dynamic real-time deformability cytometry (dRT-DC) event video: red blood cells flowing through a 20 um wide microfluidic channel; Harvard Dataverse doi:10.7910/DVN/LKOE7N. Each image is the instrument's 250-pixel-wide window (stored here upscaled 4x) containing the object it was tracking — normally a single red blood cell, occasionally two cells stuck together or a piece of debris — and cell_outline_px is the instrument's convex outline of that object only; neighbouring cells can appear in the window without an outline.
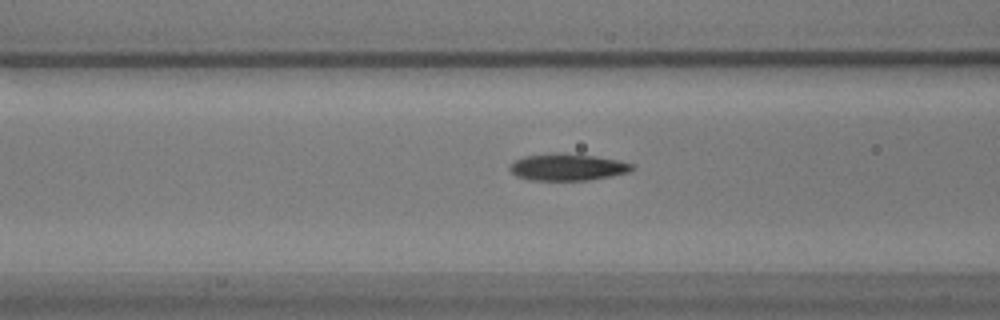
{"species": "common noctule bat (a hibernating species)", "species_latin": "Nyctalus noctula", "temperature_condition": "warm", "stored_images_in_passage": 40, "camera_frame_rate_fps": 3000, "um_per_image_px": 0.085, "animal": {"sex": "male", "body_mass_g": 17.9}, "frame": {"image": 1, "passage_image": 5, "time_ms": 1.333, "image_size_px": [1000, 320], "cell_outline_px": [[636, 164], [628, 172], [612, 176], [588, 180], [528, 180], [516, 176], [508, 168], [516, 160], [524, 156], [556, 152], [560, 152], [596, 156], [620, 160]], "centroid_in_image_um": [48.25, 14.19], "position_along_channel_um": 118.3, "area_um2": 19.31}}
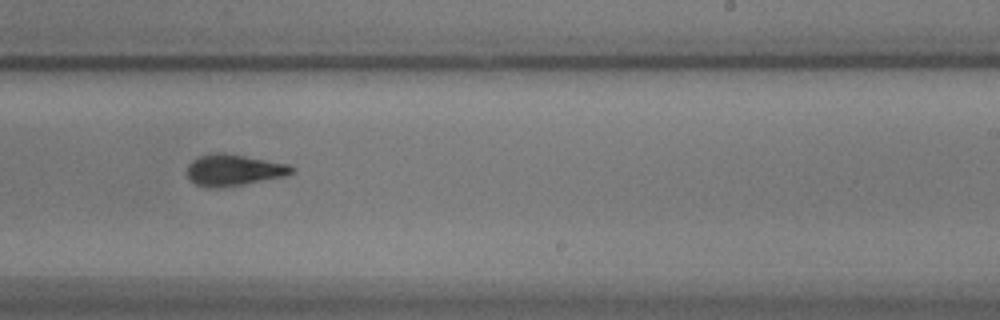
{"frame": {"image": 2, "passage_image": 18, "time_ms": 5.667, "image_size_px": [1000, 320], "cell_outline_px": [[296, 168], [292, 172], [284, 176], [244, 184], [208, 188], [196, 184], [188, 176], [188, 164], [192, 160], [200, 156], [220, 152], [224, 152], [288, 164]], "centroid_in_image_um": [19.87, 14.44], "position_along_channel_um": 269.1, "area_um2": 18.79}}
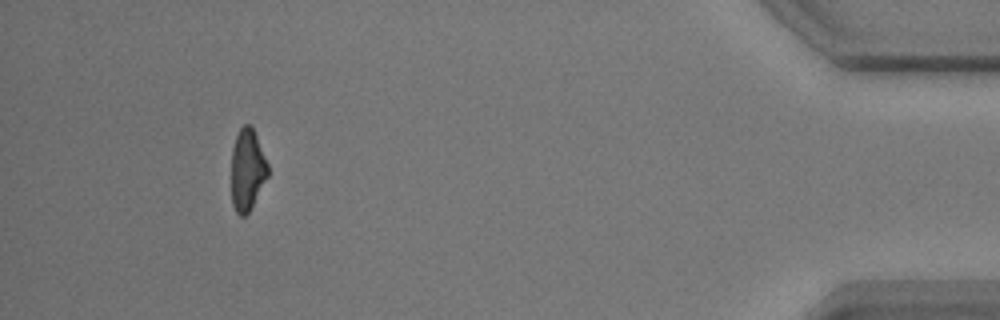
{"frame": {"image": 3, "passage_image": 36, "time_ms": 11.667, "image_size_px": [1000, 320], "cell_outline_px": [[268, 176], [248, 212], [244, 216], [240, 216], [236, 212], [232, 204], [232, 148], [236, 136], [240, 128], [244, 124], [252, 124], [268, 164]], "centroid_in_image_um": [21.02, 14.39], "position_along_channel_um": 414.2, "area_um2": 17.28}, "authors_computed_cell_mechanics": {"area_um2": 18.785, "velocity_mm_per_s": 3.4828, "shape_relaxation_time_tau1_ms": 4.0958, "shape_relaxation_time_tau2_ms": 2.509, "deformation_change_tau1": 0.1559, "deformation_change_tau2": 0.1}}